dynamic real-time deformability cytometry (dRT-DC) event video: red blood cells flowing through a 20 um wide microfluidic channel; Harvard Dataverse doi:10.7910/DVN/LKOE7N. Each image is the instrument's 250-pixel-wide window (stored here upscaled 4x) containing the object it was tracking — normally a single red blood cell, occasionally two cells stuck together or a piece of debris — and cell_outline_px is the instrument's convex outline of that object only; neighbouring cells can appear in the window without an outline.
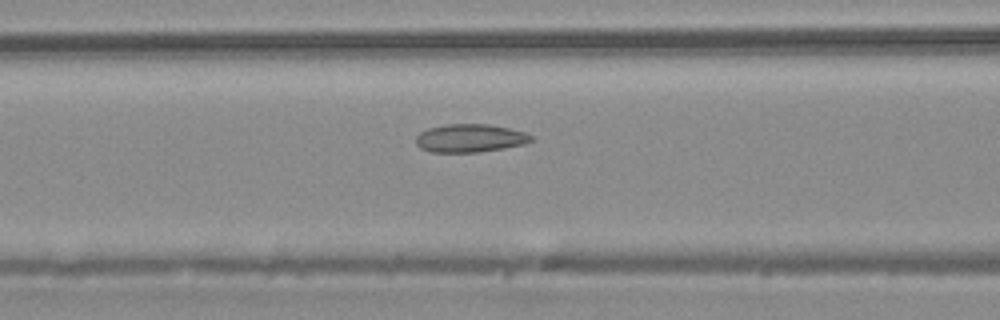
{"species": "common noctule bat (a hibernating species)", "species_latin": "Nyctalus noctula", "temperature_condition": "warm", "stored_images_in_passage": 13, "camera_frame_rate_fps": 3000, "um_per_image_px": 0.085, "animal": {"sex": "male", "body_mass_g": 20.4}, "frame": {"image": 1, "passage_image": 11, "time_ms": 3.333, "image_size_px": [1000, 320], "cell_outline_px": [[532, 140], [524, 144], [504, 148], [476, 152], [432, 152], [420, 148], [416, 144], [416, 136], [420, 132], [428, 128], [444, 124], [488, 124], [508, 128], [524, 132], [532, 136]], "centroid_in_image_um": [39.92, 11.74], "position_along_channel_um": 126.7, "area_um2": 18.84}}